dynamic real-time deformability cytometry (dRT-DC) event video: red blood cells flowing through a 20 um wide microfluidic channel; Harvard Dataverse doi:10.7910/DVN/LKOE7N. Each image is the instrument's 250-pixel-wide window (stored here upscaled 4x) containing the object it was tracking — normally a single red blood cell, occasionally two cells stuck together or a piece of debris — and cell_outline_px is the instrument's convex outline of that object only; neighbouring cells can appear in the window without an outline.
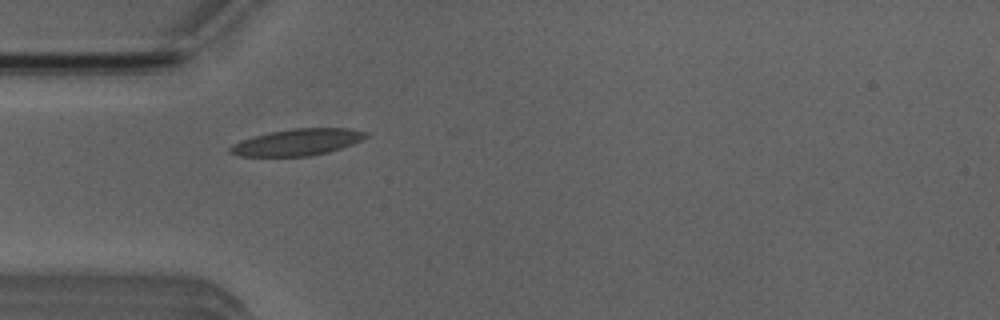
{"species": "Egyptian fruit bat (a non-hibernating species)", "species_latin": "Rousettus aegyptiacus", "temperature_condition": "room temperature", "stored_images_in_passage": 7, "camera_frame_rate_fps": 3000, "um_per_image_px": 0.085, "animal": {"sex": "male"}, "frame": {"image": 1, "passage_image": 5, "time_ms": 4.667, "image_size_px": [1000, 320], "cell_outline_px": [[368, 136], [364, 140], [328, 152], [308, 156], [240, 156], [228, 152], [228, 148], [232, 144], [240, 140], [252, 136], [292, 128], [352, 128], [368, 132]], "centroid_in_image_um": [25.29, 12.08], "position_along_channel_um": 59.7, "area_um2": 21.15}}